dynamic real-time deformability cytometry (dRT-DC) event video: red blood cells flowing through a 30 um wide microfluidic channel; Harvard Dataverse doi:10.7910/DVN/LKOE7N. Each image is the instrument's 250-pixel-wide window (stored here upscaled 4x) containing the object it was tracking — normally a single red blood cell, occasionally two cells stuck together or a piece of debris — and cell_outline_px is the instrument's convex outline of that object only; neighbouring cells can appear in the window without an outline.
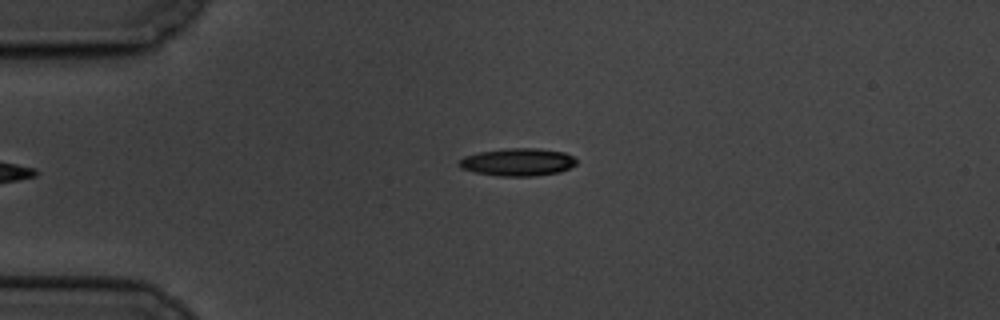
{"species": "common noctule bat (a hibernating species)", "species_latin": "Nyctalus noctula", "temperature_condition": "cold", "stored_images_in_passage": 4, "camera_frame_rate_fps": 3000, "um_per_image_px": 0.085, "animal": {"sex": "male", "body_mass_g": 19.5, "forearm_length_mm": 54.6}, "frame": {"image": 1, "passage_image": 4, "time_ms": 3.667, "image_size_px": [1000, 320], "cell_outline_px": [[576, 164], [560, 172], [536, 176], [500, 176], [476, 172], [460, 168], [456, 164], [464, 156], [480, 152], [508, 148], [540, 148], [564, 152], [572, 156], [576, 160]], "centroid_in_image_um": [44.0, 13.77], "position_along_channel_um": 41.0, "area_um2": 18.9}}